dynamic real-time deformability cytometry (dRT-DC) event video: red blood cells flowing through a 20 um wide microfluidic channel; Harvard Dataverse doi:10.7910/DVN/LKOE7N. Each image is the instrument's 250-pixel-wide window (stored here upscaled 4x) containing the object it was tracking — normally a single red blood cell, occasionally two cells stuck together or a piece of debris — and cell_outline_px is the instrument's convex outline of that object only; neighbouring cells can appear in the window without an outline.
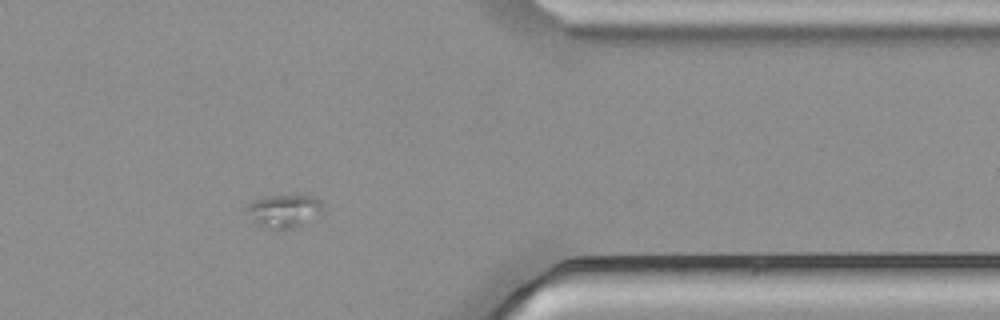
{"species": "common noctule bat (a hibernating species)", "species_latin": "Nyctalus noctula", "temperature_condition": "cold", "stored_images_in_passage": 53, "camera_frame_rate_fps": 3000, "um_per_image_px": 0.085, "animal": {"sex": "male", "body_mass_g": 21.5, "forearm_length_mm": 52.0}, "frame": {"image": 1, "passage_image": 42, "time_ms": 13.667, "image_size_px": [1000, 320], "cell_outline_px": [[324, 204], [320, 212], [304, 224], [284, 232], [280, 232], [256, 224], [252, 220], [244, 208], [252, 200], [268, 196], [312, 196], [320, 200]], "centroid_in_image_um": [24.09, 17.97], "position_along_channel_um": 387.3, "area_um2": 14.91}}